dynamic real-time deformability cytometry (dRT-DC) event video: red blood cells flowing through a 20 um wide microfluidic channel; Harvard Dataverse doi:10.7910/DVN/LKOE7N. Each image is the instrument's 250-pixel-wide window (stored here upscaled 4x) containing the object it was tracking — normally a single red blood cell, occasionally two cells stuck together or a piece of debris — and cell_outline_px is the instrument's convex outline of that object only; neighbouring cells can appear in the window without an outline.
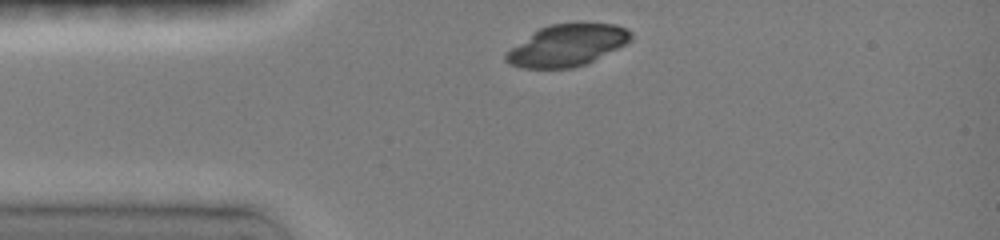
{"species": "common noctule bat (a hibernating species)", "species_latin": "Nyctalus noctula", "temperature_condition": "room temperature", "stored_images_in_passage": 5, "camera_frame_rate_fps": 3000, "um_per_image_px": 0.085, "animal": {"sex": "female", "body_mass_g": 19.0, "forearm_length_mm": 51.5}, "frame": {"image": 1, "passage_image": 1, "time_ms": 0.0, "image_size_px": [1000, 240], "cell_outline_px": [[632, 40], [588, 64], [572, 68], [520, 68], [508, 64], [504, 60], [504, 56], [512, 48], [540, 28], [548, 24], [580, 20], [616, 24], [628, 28], [632, 32]], "centroid_in_image_um": [48.27, 3.81], "position_along_channel_um": 36.7, "area_um2": 31.1}}